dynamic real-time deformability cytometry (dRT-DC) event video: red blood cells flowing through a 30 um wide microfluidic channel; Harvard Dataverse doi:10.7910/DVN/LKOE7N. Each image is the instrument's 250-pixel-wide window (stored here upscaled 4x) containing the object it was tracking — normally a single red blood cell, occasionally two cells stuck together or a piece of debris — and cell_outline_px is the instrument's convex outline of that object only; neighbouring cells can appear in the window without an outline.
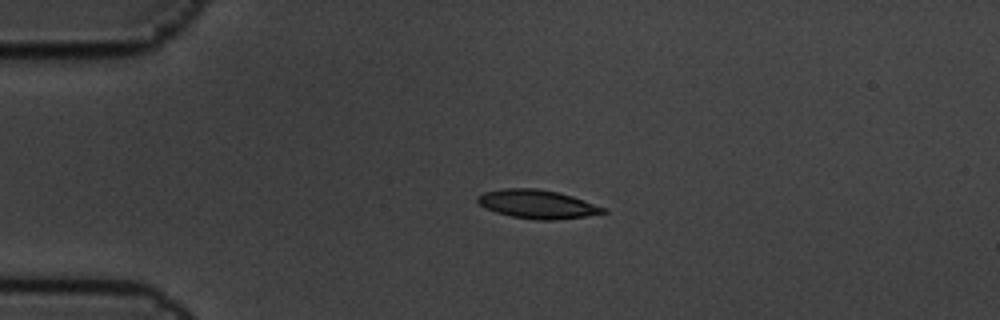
{"species": "common noctule bat (a hibernating species)", "species_latin": "Nyctalus noctula", "temperature_condition": "cold", "stored_images_in_passage": 4, "camera_frame_rate_fps": 3000, "um_per_image_px": 0.085, "animal": {"sex": "male", "body_mass_g": 19.5, "forearm_length_mm": 54.6}, "frame": {"image": 1, "passage_image": 3, "time_ms": 0.667, "image_size_px": [1000, 320], "cell_outline_px": [[608, 212], [584, 216], [552, 220], [540, 220], [512, 216], [496, 212], [480, 204], [476, 200], [476, 196], [484, 192], [504, 188], [536, 188], [556, 192], [572, 196], [608, 208]], "centroid_in_image_um": [45.69, 17.34], "position_along_channel_um": 39.3, "area_um2": 20.75}}